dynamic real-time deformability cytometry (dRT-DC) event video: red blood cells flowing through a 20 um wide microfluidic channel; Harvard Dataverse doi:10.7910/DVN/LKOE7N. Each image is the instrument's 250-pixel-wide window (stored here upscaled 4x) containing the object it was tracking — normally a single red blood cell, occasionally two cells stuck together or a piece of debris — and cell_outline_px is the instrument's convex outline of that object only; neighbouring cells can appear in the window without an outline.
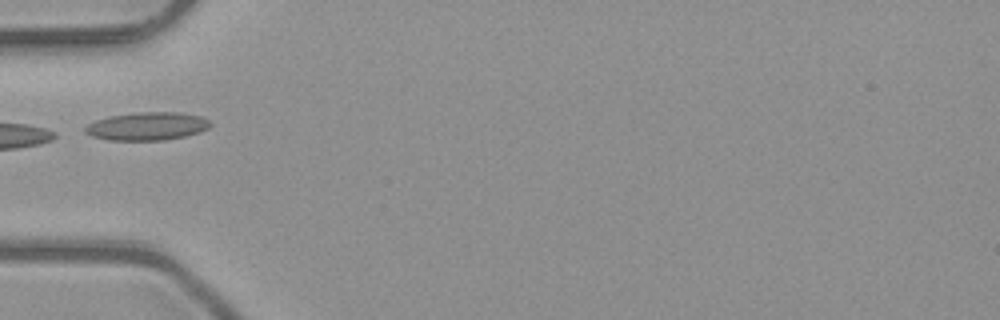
{"species": "common noctule bat (a hibernating species)", "species_latin": "Nyctalus noctula", "temperature_condition": "room temperature", "stored_images_in_passage": 5, "camera_frame_rate_fps": 3000, "um_per_image_px": 0.085, "animal": {"sex": "male", "body_mass_g": 23.1, "forearm_length_mm": 52.7}, "frame": {"image": 1, "passage_image": 5, "time_ms": 1.333, "image_size_px": [1000, 320], "cell_outline_px": [[212, 124], [208, 128], [200, 132], [184, 136], [164, 140], [108, 140], [92, 136], [84, 132], [84, 128], [88, 124], [96, 120], [108, 116], [136, 112], [180, 112], [200, 116], [208, 120]], "centroid_in_image_um": [12.49, 10.72], "position_along_channel_um": 72.5, "area_um2": 20.52}}